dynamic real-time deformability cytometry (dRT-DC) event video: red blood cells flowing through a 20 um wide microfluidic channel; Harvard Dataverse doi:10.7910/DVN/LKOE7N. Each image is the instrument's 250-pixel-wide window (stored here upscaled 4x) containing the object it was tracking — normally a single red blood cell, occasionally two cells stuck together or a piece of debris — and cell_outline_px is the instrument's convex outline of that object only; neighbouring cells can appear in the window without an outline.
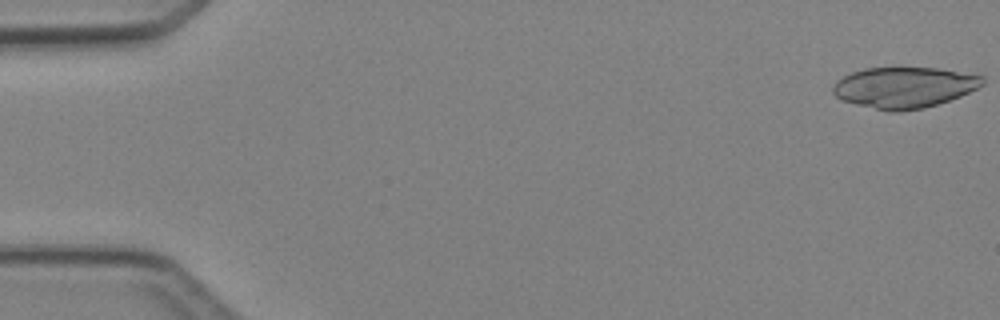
{"species": "Egyptian fruit bat (a non-hibernating species)", "species_latin": "Rousettus aegyptiacus", "temperature_condition": "cold", "stored_images_in_passage": 5, "camera_frame_rate_fps": 3000, "um_per_image_px": 0.085, "animal": {"sex": "female"}, "frame": {"image": 1, "passage_image": 1, "time_ms": 0.0, "image_size_px": [1000, 320], "cell_outline_px": [[984, 84], [960, 96], [924, 108], [900, 112], [888, 112], [840, 100], [832, 92], [832, 84], [836, 80], [852, 72], [864, 68], [936, 68], [984, 76]], "centroid_in_image_um": [76.8, 7.44], "position_along_channel_um": 8.2, "area_um2": 35.66}}